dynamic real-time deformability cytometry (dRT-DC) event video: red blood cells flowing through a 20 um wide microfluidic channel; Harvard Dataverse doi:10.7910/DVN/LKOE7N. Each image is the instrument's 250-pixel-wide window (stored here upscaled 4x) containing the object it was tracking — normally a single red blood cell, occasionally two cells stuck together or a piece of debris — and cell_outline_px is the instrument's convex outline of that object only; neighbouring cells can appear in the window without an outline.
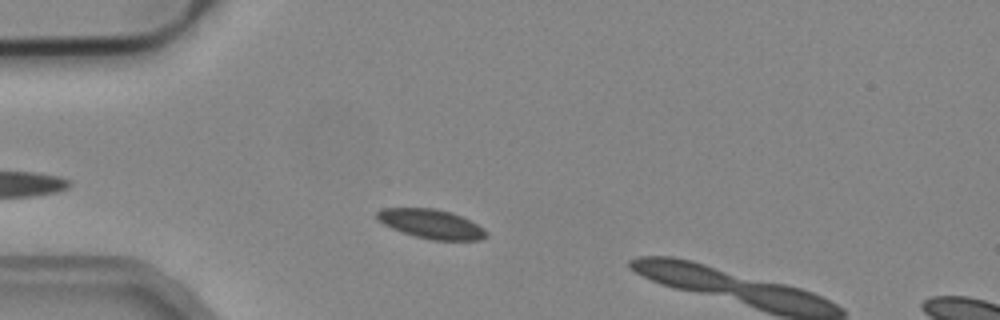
{"species": "common noctule bat (a hibernating species)", "species_latin": "Nyctalus noctula", "temperature_condition": "cold", "stored_images_in_passage": 4, "camera_frame_rate_fps": 3000, "um_per_image_px": 0.085, "animal": {"sex": "male", "body_mass_g": 19.2, "forearm_length_mm": 51.8}, "frame": {"image": 1, "passage_image": 3, "time_ms": 0.667, "image_size_px": [1000, 320], "cell_outline_px": [[488, 236], [480, 240], [432, 240], [416, 236], [392, 228], [376, 220], [376, 212], [384, 208], [432, 208], [452, 212], [484, 228], [488, 232]], "centroid_in_image_um": [36.66, 19.03], "position_along_channel_um": 48.3, "area_um2": 18.5}}